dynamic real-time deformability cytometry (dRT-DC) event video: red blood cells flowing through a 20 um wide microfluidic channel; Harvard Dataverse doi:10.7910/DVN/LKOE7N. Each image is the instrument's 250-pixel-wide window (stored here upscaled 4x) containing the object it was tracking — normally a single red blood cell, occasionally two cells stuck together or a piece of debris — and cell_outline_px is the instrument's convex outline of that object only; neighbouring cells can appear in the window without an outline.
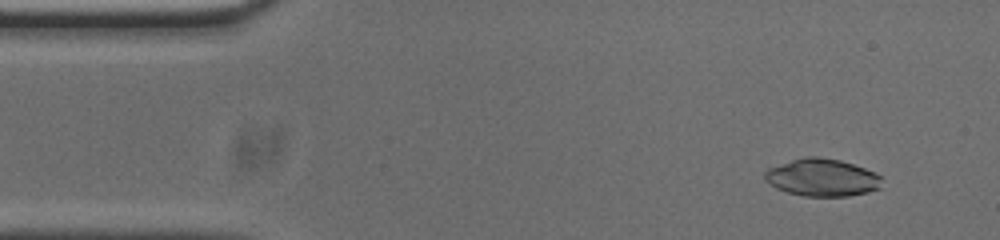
{"species": "common noctule bat (a hibernating species)", "species_latin": "Nyctalus noctula", "temperature_condition": "cold", "stored_images_in_passage": 51, "camera_frame_rate_fps": 3000, "um_per_image_px": 0.085, "animal": {"sex": "male", "body_mass_g": 20.0, "forearm_length_mm": 53.3}, "frame": {"image": 1, "passage_image": 3, "time_ms": 0.667, "image_size_px": [1000, 240], "cell_outline_px": [[880, 188], [868, 192], [848, 196], [804, 196], [788, 192], [776, 188], [764, 180], [764, 172], [768, 168], [792, 160], [808, 156], [816, 156], [840, 160], [864, 168], [880, 176]], "centroid_in_image_um": [69.84, 15.09], "position_along_channel_um": 15.2, "area_um2": 25.32}}
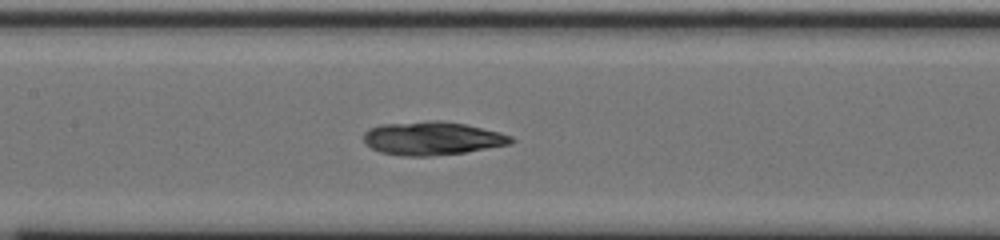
{"frame": {"image": 2, "passage_image": 22, "time_ms": 7.0, "image_size_px": [1000, 240], "cell_outline_px": [[516, 140], [512, 144], [464, 152], [432, 156], [400, 156], [380, 152], [364, 144], [364, 132], [368, 128], [380, 124], [428, 120], [440, 120], [464, 124], [500, 132], [512, 136]], "centroid_in_image_um": [36.72, 11.75], "position_along_channel_um": 170.7, "area_um2": 29.02}}
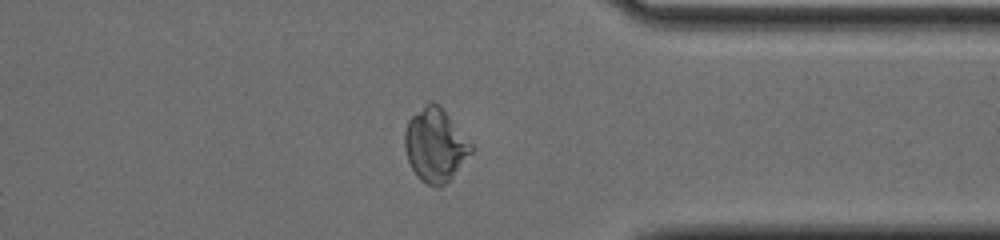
{"frame": {"image": 3, "passage_image": 39, "time_ms": 12.667, "image_size_px": [1000, 240], "cell_outline_px": [[476, 148], [452, 176], [440, 188], [436, 188], [420, 180], [412, 168], [408, 160], [404, 148], [404, 132], [408, 120], [424, 104], [432, 100], [440, 104]], "centroid_in_image_um": [37.0, 12.3], "position_along_channel_um": 374.4, "area_um2": 28.67}, "authors_computed_cell_mechanics": {"area_um2": 27.9752, "velocity_mm_per_s": 3.7758, "shape_relaxation_time_tau1_ms": null, "shape_relaxation_time_tau2_ms": 3.558, "deformation_change_tau1": null, "deformation_change_tau2": 0.0512}}